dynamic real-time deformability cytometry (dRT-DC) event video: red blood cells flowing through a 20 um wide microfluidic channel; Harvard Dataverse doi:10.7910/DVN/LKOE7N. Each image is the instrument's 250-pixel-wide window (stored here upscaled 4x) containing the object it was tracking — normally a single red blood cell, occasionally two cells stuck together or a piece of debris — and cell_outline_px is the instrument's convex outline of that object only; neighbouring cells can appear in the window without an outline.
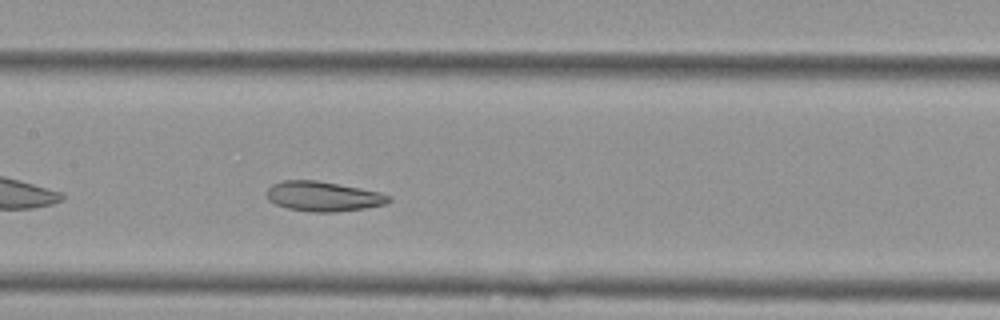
{"species": "Egyptian fruit bat (a non-hibernating species)", "species_latin": "Rousettus aegyptiacus", "temperature_condition": "cold", "stored_images_in_passage": 40, "camera_frame_rate_fps": 3000, "um_per_image_px": 0.085, "animal": {"sex": "female"}, "frame": {"image": 1, "passage_image": 12, "time_ms": 3.667, "image_size_px": [1000, 320], "cell_outline_px": [[392, 200], [384, 204], [364, 208], [336, 212], [312, 212], [288, 208], [276, 204], [268, 200], [268, 188], [272, 184], [284, 180], [316, 180], [380, 192], [392, 196]], "centroid_in_image_um": [27.48, 16.69], "position_along_channel_um": 179.9, "area_um2": 21.04}}
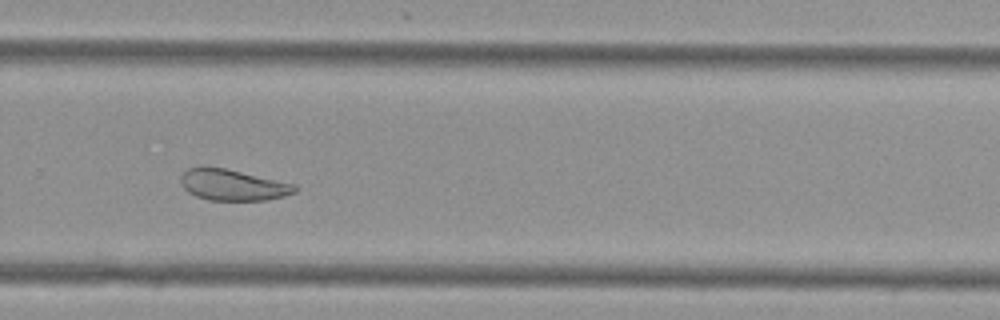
{"frame": {"image": 2, "passage_image": 23, "time_ms": 7.333, "image_size_px": [1000, 320], "cell_outline_px": [[296, 192], [284, 196], [268, 200], [208, 200], [196, 196], [188, 192], [184, 188], [180, 180], [180, 176], [188, 168], [224, 168], [296, 184]], "centroid_in_image_um": [19.81, 15.74], "position_along_channel_um": 310.0, "area_um2": 20.4}, "authors_computed_cell_mechanics": {"area_um2": 22.1085, "velocity_mm_per_s": 3.5571, "shape_relaxation_time_tau1_ms": null, "shape_relaxation_time_tau2_ms": 2.4121, "deformation_change_tau1": null, "deformation_change_tau2": 0.0741}}